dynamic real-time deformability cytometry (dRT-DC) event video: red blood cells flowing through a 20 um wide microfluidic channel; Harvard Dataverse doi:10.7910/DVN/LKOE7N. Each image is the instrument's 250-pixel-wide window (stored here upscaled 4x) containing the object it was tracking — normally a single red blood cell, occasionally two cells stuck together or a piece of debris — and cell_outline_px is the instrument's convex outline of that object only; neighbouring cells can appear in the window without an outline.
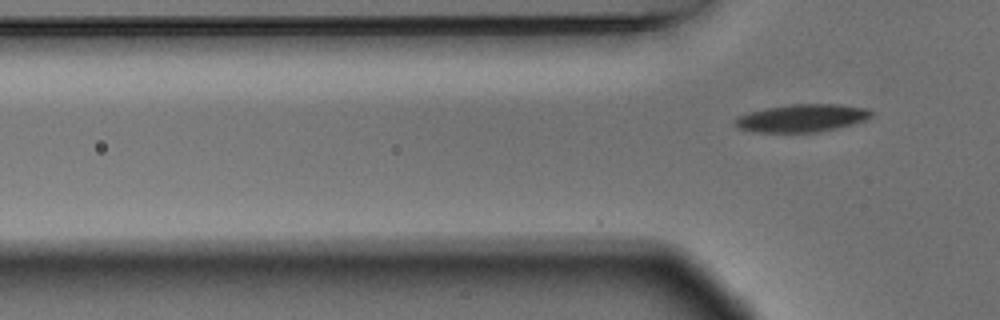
{"species": "Egyptian fruit bat (a non-hibernating species)", "species_latin": "Rousettus aegyptiacus", "temperature_condition": "warm", "stored_images_in_passage": 2, "camera_frame_rate_fps": 3000, "um_per_image_px": 0.085, "animal": {"sex": "male"}, "frame": {"image": 1, "passage_image": 2, "time_ms": 0.333, "image_size_px": [1000, 320], "cell_outline_px": [[872, 116], [864, 120], [852, 124], [820, 132], [752, 132], [740, 128], [736, 124], [736, 120], [740, 116], [748, 112], [768, 108], [792, 104], [840, 104], [868, 108], [872, 112]], "centroid_in_image_um": [68.21, 10.03], "position_along_channel_um": 57.6, "area_um2": 21.79}}